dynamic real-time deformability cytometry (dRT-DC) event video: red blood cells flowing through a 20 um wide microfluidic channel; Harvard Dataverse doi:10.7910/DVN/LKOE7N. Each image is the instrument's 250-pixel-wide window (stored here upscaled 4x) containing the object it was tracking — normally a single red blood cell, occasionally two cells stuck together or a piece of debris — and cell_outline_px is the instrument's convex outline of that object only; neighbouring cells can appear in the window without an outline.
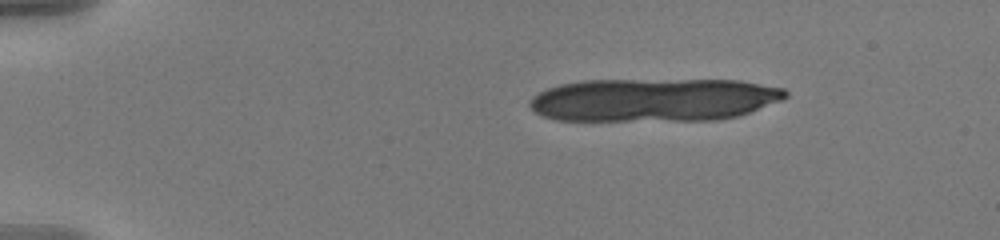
{"species": "human", "species_latin": "Homo sapiens", "temperature_condition": "warm", "stored_images_in_passage": 12, "camera_frame_rate_fps": 3000, "um_per_image_px": 0.085, "donor": {"sex": "male"}, "frame": {"image": 1, "passage_image": 1, "time_ms": 0.0, "image_size_px": [1000, 240], "cell_outline_px": [[788, 96], [784, 100], [736, 116], [716, 120], [556, 120], [544, 116], [536, 112], [528, 104], [528, 100], [532, 96], [548, 88], [560, 84], [584, 80], [740, 80], [784, 88], [788, 92]], "centroid_in_image_um": [55.58, 8.48], "position_along_channel_um": 29.4, "area_um2": 64.5}}